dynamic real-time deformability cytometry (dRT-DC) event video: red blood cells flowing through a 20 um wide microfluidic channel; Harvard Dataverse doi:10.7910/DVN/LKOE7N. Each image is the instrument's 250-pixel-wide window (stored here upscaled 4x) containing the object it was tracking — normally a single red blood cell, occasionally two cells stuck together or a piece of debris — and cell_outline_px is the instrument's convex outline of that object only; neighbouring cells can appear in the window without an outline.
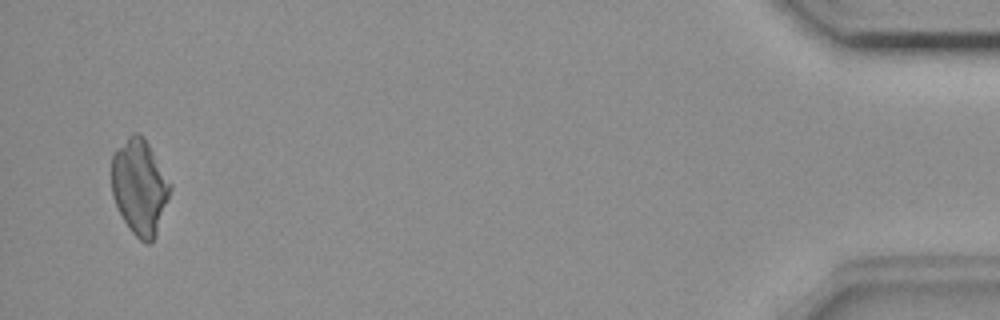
{"species": "common noctule bat (a hibernating species)", "species_latin": "Nyctalus noctula", "temperature_condition": "room temperature", "stored_images_in_passage": 54, "camera_frame_rate_fps": 3000, "um_per_image_px": 0.085, "animal": {"sex": "female", "body_mass_g": 18.4}, "frame": {"image": 1, "passage_image": 52, "time_ms": 17.0, "image_size_px": [1000, 320], "cell_outline_px": [[172, 188], [156, 236], [148, 244], [144, 244], [128, 228], [112, 196], [112, 156], [116, 148], [132, 132], [140, 132], [144, 136], [172, 184]], "centroid_in_image_um": [11.88, 15.87], "position_along_channel_um": 423.3, "area_um2": 32.77}}